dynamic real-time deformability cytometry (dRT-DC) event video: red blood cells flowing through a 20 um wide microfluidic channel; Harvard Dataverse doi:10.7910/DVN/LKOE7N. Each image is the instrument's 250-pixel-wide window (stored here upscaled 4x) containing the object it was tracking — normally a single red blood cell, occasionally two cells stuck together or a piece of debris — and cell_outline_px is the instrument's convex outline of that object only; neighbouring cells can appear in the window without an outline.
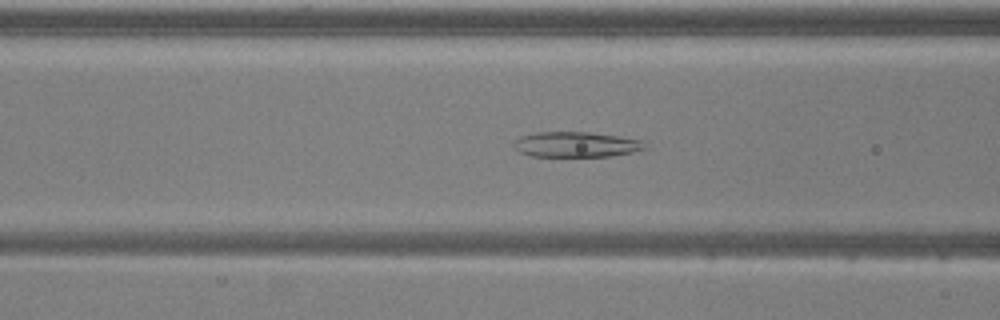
{"species": "common noctule bat (a hibernating species)", "species_latin": "Nyctalus noctula", "temperature_condition": "warm", "stored_images_in_passage": 42, "camera_frame_rate_fps": 3000, "um_per_image_px": 0.085, "animal": {"sex": "male", "body_mass_g": 20.5, "forearm_length_mm": 52.5}, "frame": {"image": 1, "passage_image": 19, "time_ms": 6.0, "image_size_px": [1000, 320], "cell_outline_px": [[648, 148], [632, 152], [608, 156], [532, 156], [520, 152], [512, 144], [520, 136], [536, 132], [588, 132], [616, 136], [640, 140]], "centroid_in_image_um": [48.93, 12.28], "position_along_channel_um": 117.7, "area_um2": 19.07}}
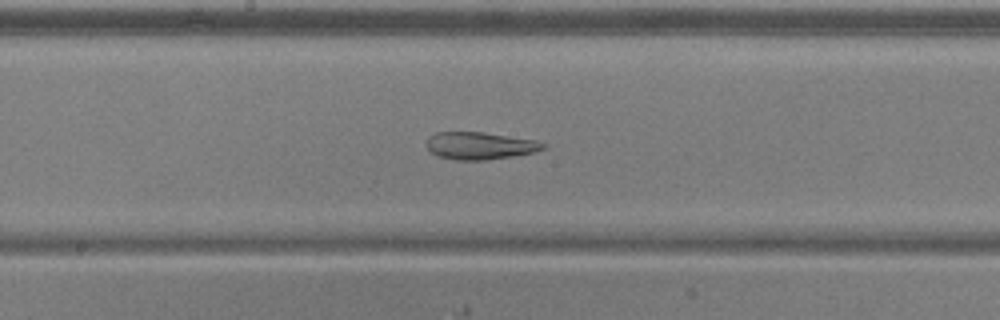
{"frame": {"image": 2, "passage_image": 26, "time_ms": 8.333, "image_size_px": [1000, 320], "cell_outline_px": [[548, 148], [536, 152], [512, 156], [484, 160], [456, 160], [436, 156], [424, 144], [428, 136], [436, 132], [484, 132], [536, 140], [548, 144]], "centroid_in_image_um": [40.81, 12.38], "position_along_channel_um": 207.4, "area_um2": 18.9}}
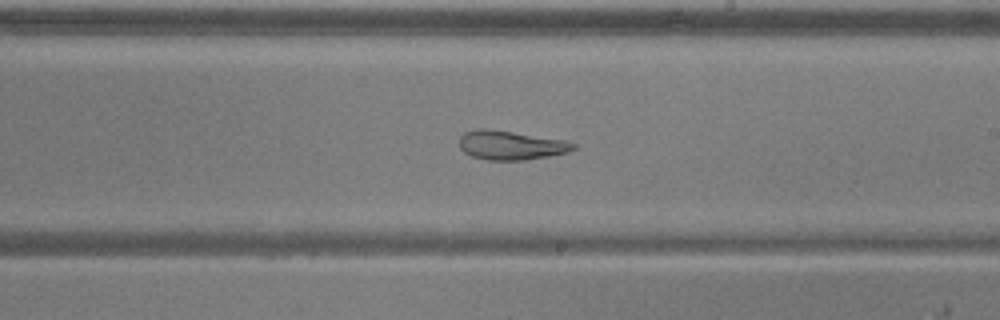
{"frame": {"image": 3, "passage_image": 29, "time_ms": 9.333, "image_size_px": [1000, 320], "cell_outline_px": [[576, 148], [568, 152], [548, 156], [524, 160], [488, 160], [472, 156], [464, 152], [460, 148], [460, 136], [464, 132], [480, 128], [488, 128], [564, 140], [576, 144]], "centroid_in_image_um": [43.4, 12.34], "position_along_channel_um": 245.6, "area_um2": 19.25}, "authors_computed_cell_mechanics": {"area_um2": 19.4497, "velocity_mm_per_s": 3.8243, "shape_relaxation_time_tau1_ms": null, "shape_relaxation_time_tau2_ms": 5.1236, "deformation_change_tau1": null, "deformation_change_tau2": 0.1407}}